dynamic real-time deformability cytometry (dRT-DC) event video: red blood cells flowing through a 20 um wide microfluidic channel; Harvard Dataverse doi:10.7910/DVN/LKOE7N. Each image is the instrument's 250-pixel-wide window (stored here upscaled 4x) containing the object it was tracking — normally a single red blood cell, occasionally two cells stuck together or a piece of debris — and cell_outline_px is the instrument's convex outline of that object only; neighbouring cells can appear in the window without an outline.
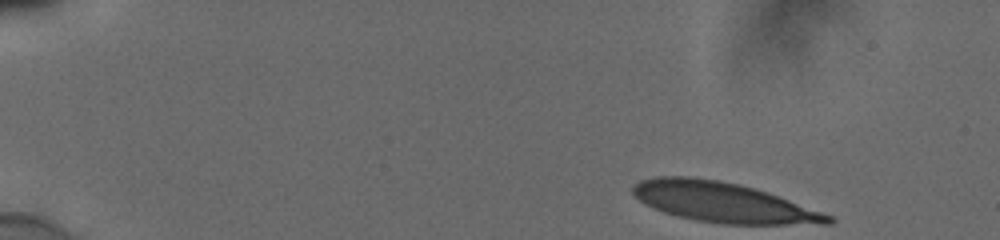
{"species": "human", "species_latin": "Homo sapiens", "temperature_condition": "cold", "stored_images_in_passage": 48, "camera_frame_rate_fps": 3000, "um_per_image_px": 0.085, "donor": {"sex": "male"}, "frame": {"image": 1, "passage_image": 1, "time_ms": 0.0, "image_size_px": [1000, 240], "cell_outline_px": [[836, 220], [832, 224], [724, 224], [696, 220], [664, 212], [640, 200], [632, 192], [632, 188], [640, 180], [656, 176], [688, 176], [720, 180], [752, 188], [788, 200], [832, 216]], "centroid_in_image_um": [61.45, 17.2], "position_along_channel_um": 23.5, "area_um2": 44.62}}
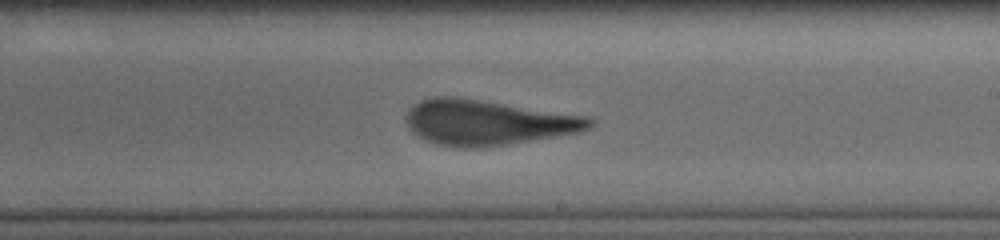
{"frame": {"image": 2, "passage_image": 28, "time_ms": 9.0, "image_size_px": [1000, 240], "cell_outline_px": [[596, 124], [580, 132], [484, 148], [464, 148], [436, 144], [424, 140], [412, 132], [408, 128], [404, 116], [408, 108], [420, 100], [436, 96], [456, 96], [588, 116], [596, 120]], "centroid_in_image_um": [41.41, 10.41], "position_along_channel_um": 247.6, "area_um2": 48.84}}
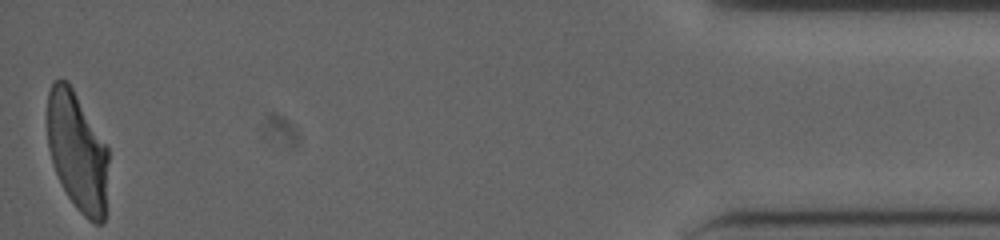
{"frame": {"image": 3, "passage_image": 48, "time_ms": 15.667, "image_size_px": [1000, 240], "cell_outline_px": [[108, 160], [104, 220], [100, 224], [96, 224], [88, 220], [76, 208], [68, 196], [56, 172], [48, 148], [48, 92], [52, 80], [60, 76], [68, 80], [108, 148]], "centroid_in_image_um": [6.56, 12.84], "position_along_channel_um": 428.6, "area_um2": 42.19}, "authors_computed_cell_mechanics": {"area_um2": 47.4538, "velocity_mm_per_s": 3.8459, "shape_relaxation_time_tau1_ms": 4.7998, "shape_relaxation_time_tau2_ms": 1.1409, "deformation_change_tau1": 0.2041, "deformation_change_tau2": 0.0974}}